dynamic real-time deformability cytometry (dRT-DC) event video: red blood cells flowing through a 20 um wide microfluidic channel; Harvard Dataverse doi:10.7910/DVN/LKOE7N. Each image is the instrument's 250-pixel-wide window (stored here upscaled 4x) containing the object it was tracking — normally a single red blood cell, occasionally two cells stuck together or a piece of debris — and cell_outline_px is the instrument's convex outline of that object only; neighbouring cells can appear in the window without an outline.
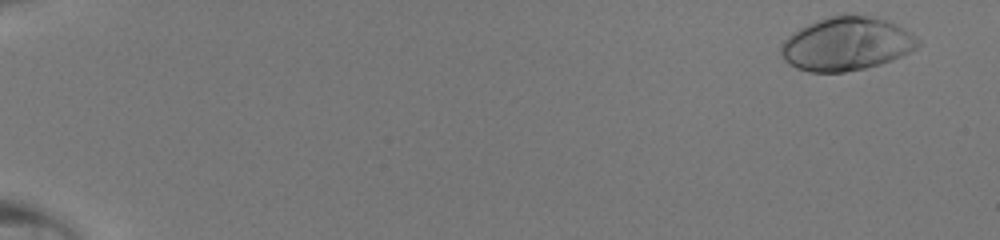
{"species": "human", "species_latin": "Homo sapiens", "temperature_condition": "room temperature", "stored_images_in_passage": 48, "camera_frame_rate_fps": 3000, "um_per_image_px": 0.085, "donor": {"sex": "male"}, "frame": {"image": 1, "passage_image": 2, "time_ms": 0.333, "image_size_px": [1000, 240], "cell_outline_px": [[920, 44], [916, 48], [900, 56], [880, 64], [864, 68], [844, 72], [808, 72], [796, 68], [788, 64], [784, 60], [780, 52], [780, 44], [788, 36], [800, 28], [816, 20], [828, 16], [852, 12], [884, 20], [896, 24], [912, 32], [920, 40]], "centroid_in_image_um": [71.93, 3.71], "position_along_channel_um": 13.1, "area_um2": 43.0}}
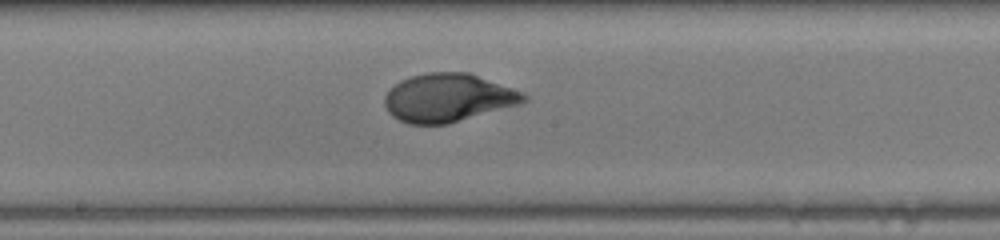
{"frame": {"image": 2, "passage_image": 28, "time_ms": 9.0, "image_size_px": [1000, 240], "cell_outline_px": [[528, 100], [520, 104], [448, 124], [408, 124], [392, 116], [388, 112], [384, 104], [384, 96], [400, 80], [412, 76], [428, 72], [468, 72], [524, 92], [528, 96]], "centroid_in_image_um": [38.1, 8.31], "position_along_channel_um": 210.1, "area_um2": 39.13}}
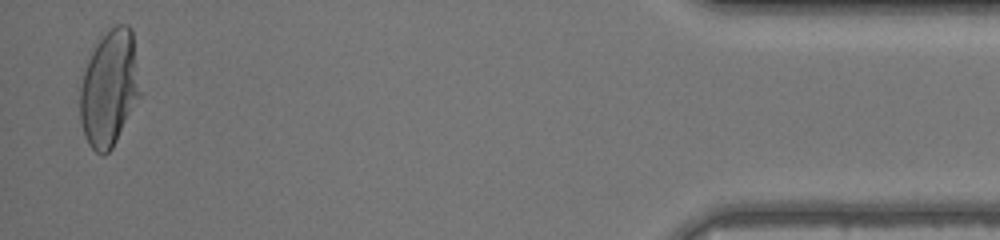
{"frame": {"image": 3, "passage_image": 47, "time_ms": 15.333, "image_size_px": [1000, 240], "cell_outline_px": [[140, 96], [112, 148], [104, 156], [96, 152], [88, 144], [84, 136], [80, 120], [80, 88], [84, 72], [88, 60], [96, 44], [116, 24], [128, 24], [132, 28], [140, 92]], "centroid_in_image_um": [9.28, 7.53], "position_along_channel_um": 425.9, "area_um2": 40.23}}